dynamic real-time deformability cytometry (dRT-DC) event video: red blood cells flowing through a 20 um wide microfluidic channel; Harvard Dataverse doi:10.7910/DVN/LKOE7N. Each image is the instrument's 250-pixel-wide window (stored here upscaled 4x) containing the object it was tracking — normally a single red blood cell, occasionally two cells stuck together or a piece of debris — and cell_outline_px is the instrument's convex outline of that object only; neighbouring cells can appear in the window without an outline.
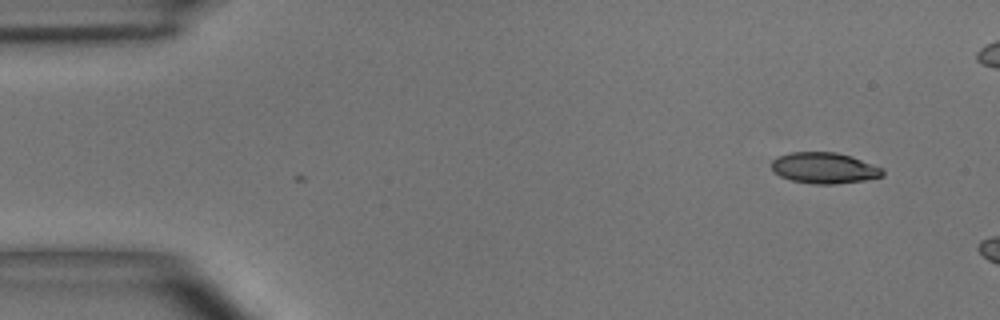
{"species": "common noctule bat (a hibernating species)", "species_latin": "Nyctalus noctula", "temperature_condition": "room temperature", "stored_images_in_passage": 2, "camera_frame_rate_fps": 3000, "um_per_image_px": 0.085, "animal": {"sex": "male", "body_mass_g": 15.6}, "frame": {"image": 1, "passage_image": 2, "time_ms": 2.0, "image_size_px": [1000, 320], "cell_outline_px": [[884, 176], [864, 180], [832, 184], [812, 184], [792, 180], [780, 176], [772, 168], [772, 160], [776, 156], [792, 152], [836, 152], [852, 156], [884, 168]], "centroid_in_image_um": [70.09, 14.27], "position_along_channel_um": 14.9, "area_um2": 20.11}}